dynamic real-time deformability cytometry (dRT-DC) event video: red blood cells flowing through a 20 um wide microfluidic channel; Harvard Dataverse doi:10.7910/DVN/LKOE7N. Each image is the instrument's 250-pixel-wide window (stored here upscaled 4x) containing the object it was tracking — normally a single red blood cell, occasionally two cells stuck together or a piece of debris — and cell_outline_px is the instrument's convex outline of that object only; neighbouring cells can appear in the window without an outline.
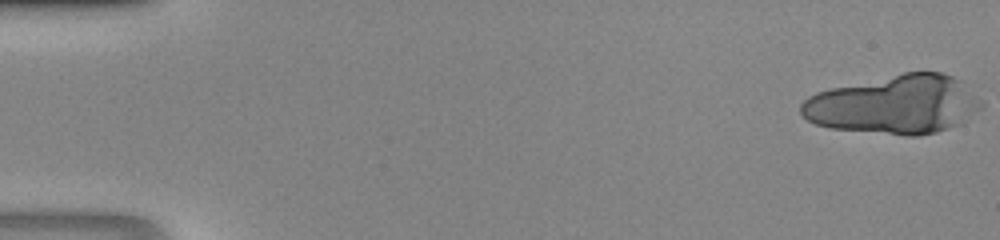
{"species": "human", "species_latin": "Homo sapiens", "temperature_condition": "room temperature", "stored_images_in_passage": 36, "camera_frame_rate_fps": 3000, "um_per_image_px": 0.085, "donor": {"sex": "male"}, "frame": {"image": 1, "passage_image": 1, "time_ms": 0.0, "image_size_px": [1000, 240], "cell_outline_px": [[960, 124], [936, 132], [920, 136], [904, 136], [828, 128], [816, 124], [808, 120], [800, 112], [800, 104], [808, 96], [816, 92], [832, 88], [904, 72], [940, 72], [952, 76], [960, 80]], "centroid_in_image_um": [75.58, 8.92], "position_along_channel_um": 9.4, "area_um2": 57.68}}